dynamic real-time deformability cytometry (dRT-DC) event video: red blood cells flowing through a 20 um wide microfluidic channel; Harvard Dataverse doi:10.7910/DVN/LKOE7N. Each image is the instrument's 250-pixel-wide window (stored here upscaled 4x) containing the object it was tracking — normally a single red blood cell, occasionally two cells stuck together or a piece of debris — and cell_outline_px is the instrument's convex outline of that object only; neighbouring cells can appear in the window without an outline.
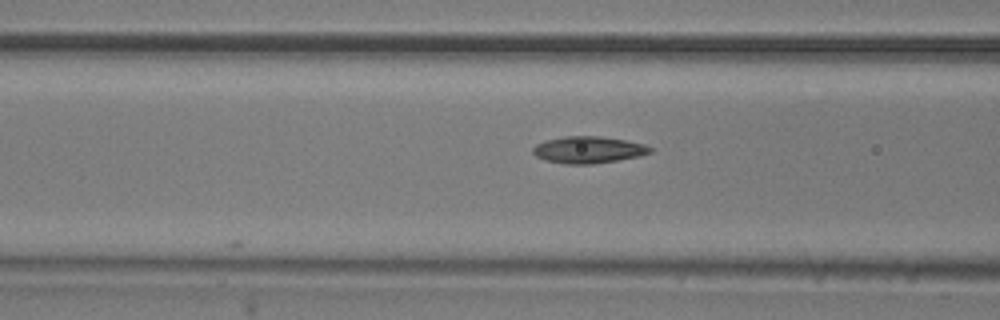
{"species": "common noctule bat (a hibernating species)", "species_latin": "Nyctalus noctula", "temperature_condition": "room temperature", "stored_images_in_passage": 5, "camera_frame_rate_fps": 3000, "um_per_image_px": 0.085, "animal": {"sex": "male", "body_mass_g": 20.5, "forearm_length_mm": 52.5}, "frame": {"image": 1, "passage_image": 5, "time_ms": 1.333, "image_size_px": [1000, 320], "cell_outline_px": [[652, 152], [640, 156], [592, 164], [564, 164], [548, 160], [536, 156], [532, 152], [532, 148], [536, 144], [544, 140], [564, 136], [600, 136], [624, 140], [644, 144], [652, 148]], "centroid_in_image_um": [49.99, 12.72], "position_along_channel_um": 116.6, "area_um2": 18.26}}